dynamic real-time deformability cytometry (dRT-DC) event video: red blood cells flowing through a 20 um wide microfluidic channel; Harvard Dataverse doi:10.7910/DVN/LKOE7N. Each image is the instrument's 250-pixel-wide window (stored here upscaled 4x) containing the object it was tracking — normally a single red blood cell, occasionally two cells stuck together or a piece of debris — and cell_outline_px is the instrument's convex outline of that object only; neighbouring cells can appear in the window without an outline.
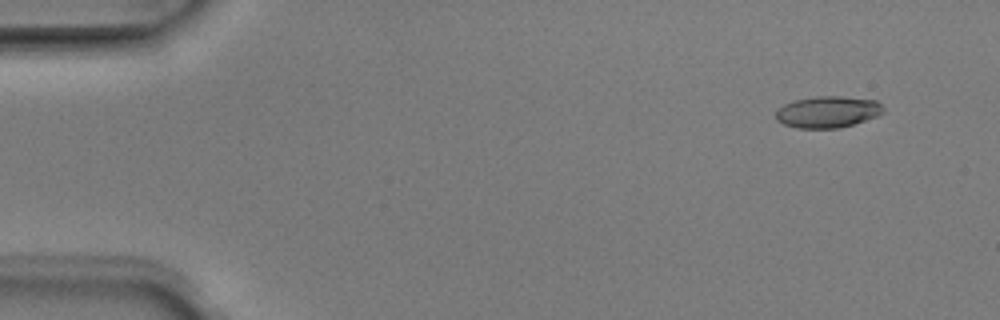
{"species": "Egyptian fruit bat (a non-hibernating species)", "species_latin": "Rousettus aegyptiacus", "temperature_condition": "room temperature", "stored_images_in_passage": 4, "camera_frame_rate_fps": 3000, "um_per_image_px": 0.085, "animal": {"sex": "male"}, "frame": {"image": 1, "passage_image": 1, "time_ms": 0.0, "image_size_px": [1000, 320], "cell_outline_px": [[884, 112], [876, 116], [840, 128], [796, 128], [784, 124], [776, 120], [776, 108], [784, 104], [796, 100], [816, 96], [840, 96], [876, 100], [884, 108]], "centroid_in_image_um": [70.33, 9.51], "position_along_channel_um": 14.7, "area_um2": 19.71}}
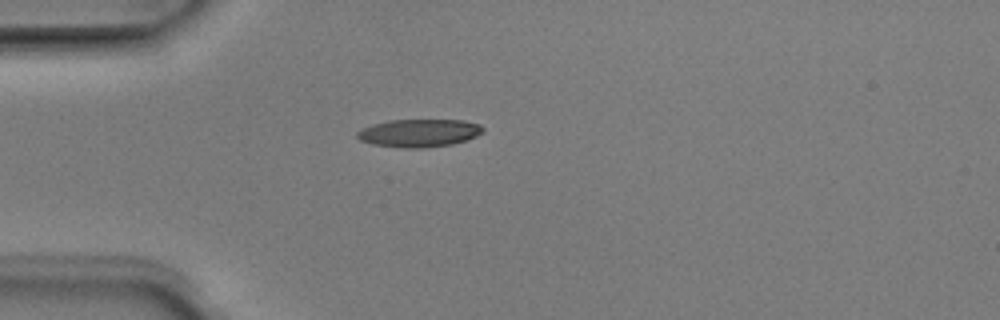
{"frame": {"image": 2, "passage_image": 4, "time_ms": 1.0, "image_size_px": [1000, 320], "cell_outline_px": [[484, 132], [476, 136], [452, 144], [424, 148], [400, 148], [372, 144], [360, 140], [356, 136], [356, 132], [360, 128], [372, 124], [388, 120], [464, 120], [480, 124], [484, 128]], "centroid_in_image_um": [35.59, 11.3], "position_along_channel_um": 49.4, "area_um2": 20.63}}